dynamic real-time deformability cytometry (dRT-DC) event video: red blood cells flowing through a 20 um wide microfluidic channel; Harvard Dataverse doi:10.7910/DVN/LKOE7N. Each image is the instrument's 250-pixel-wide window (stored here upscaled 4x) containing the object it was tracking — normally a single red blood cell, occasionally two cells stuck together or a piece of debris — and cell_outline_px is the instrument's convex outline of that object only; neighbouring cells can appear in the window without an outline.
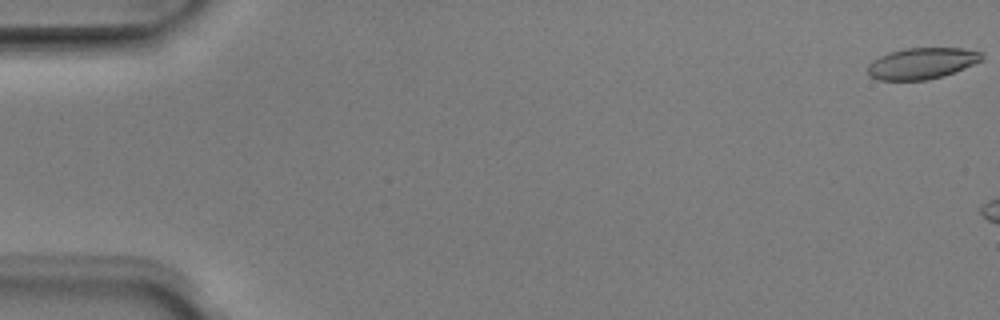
{"species": "Egyptian fruit bat (a non-hibernating species)", "species_latin": "Rousettus aegyptiacus", "temperature_condition": "room temperature", "stored_images_in_passage": 3, "camera_frame_rate_fps": 3000, "um_per_image_px": 0.085, "animal": {"sex": "male"}, "frame": {"image": 1, "passage_image": 1, "time_ms": 0.0, "image_size_px": [1000, 320], "cell_outline_px": [[984, 60], [964, 68], [928, 80], [880, 80], [872, 76], [868, 72], [868, 64], [872, 60], [888, 52], [904, 48], [964, 48], [984, 52]], "centroid_in_image_um": [78.39, 5.36], "position_along_channel_um": 6.6, "area_um2": 20.81}}